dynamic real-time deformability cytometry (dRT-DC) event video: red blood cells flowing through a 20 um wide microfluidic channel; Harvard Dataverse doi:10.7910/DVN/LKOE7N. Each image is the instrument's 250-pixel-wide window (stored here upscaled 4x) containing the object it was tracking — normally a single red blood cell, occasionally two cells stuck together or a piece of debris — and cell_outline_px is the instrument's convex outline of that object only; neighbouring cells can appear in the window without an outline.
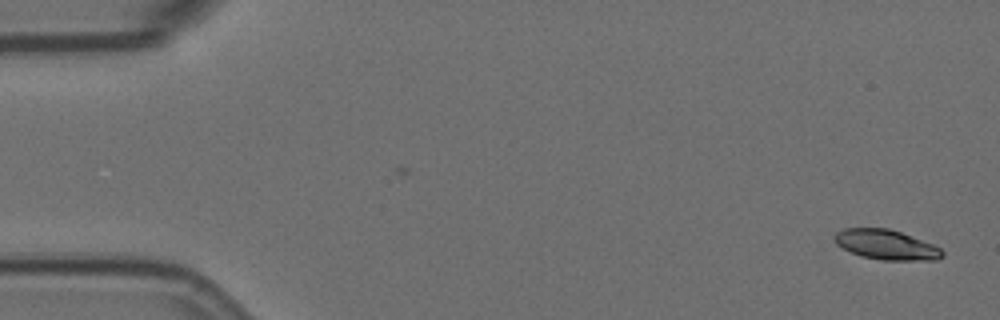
{"species": "Egyptian fruit bat (a non-hibernating species)", "species_latin": "Rousettus aegyptiacus", "temperature_condition": "room temperature", "stored_images_in_passage": 5, "camera_frame_rate_fps": 3000, "um_per_image_px": 0.085, "animal": {"sex": "female"}, "frame": {"image": 1, "passage_image": 1, "time_ms": 0.0, "image_size_px": [1000, 320], "cell_outline_px": [[944, 256], [936, 260], [880, 260], [860, 256], [836, 244], [836, 232], [844, 228], [888, 228], [900, 232], [932, 244], [940, 248], [944, 252]], "centroid_in_image_um": [75.35, 20.81], "position_along_channel_um": 9.7, "area_um2": 18.55}}
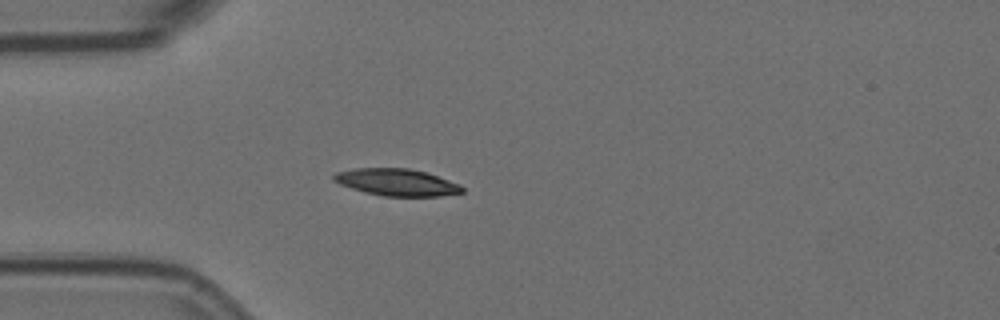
{"frame": {"image": 2, "passage_image": 4, "time_ms": 1.0, "image_size_px": [1000, 320], "cell_outline_px": [[464, 192], [440, 196], [384, 196], [364, 192], [340, 184], [332, 180], [332, 176], [336, 172], [356, 168], [408, 168], [428, 172], [460, 184], [464, 188]], "centroid_in_image_um": [33.74, 15.49], "position_along_channel_um": 51.3, "area_um2": 20.29}}